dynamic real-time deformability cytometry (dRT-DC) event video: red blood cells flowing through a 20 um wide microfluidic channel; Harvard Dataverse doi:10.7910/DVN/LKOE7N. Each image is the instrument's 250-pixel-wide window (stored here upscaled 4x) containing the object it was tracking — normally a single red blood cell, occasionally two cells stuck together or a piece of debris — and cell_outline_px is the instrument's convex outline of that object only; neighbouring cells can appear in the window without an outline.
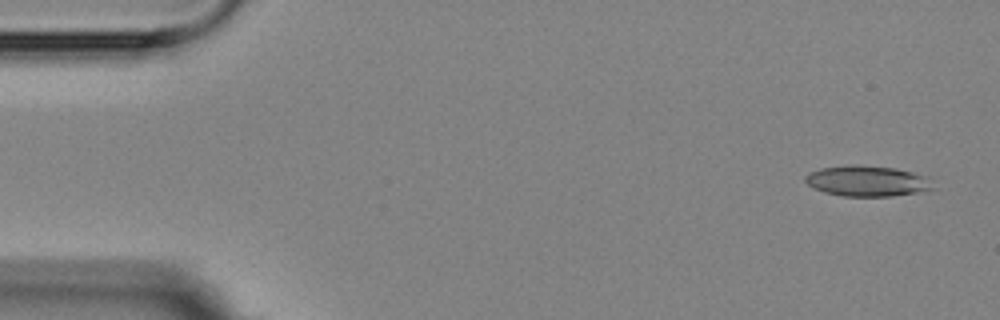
{"species": "Egyptian fruit bat (a non-hibernating species)", "species_latin": "Rousettus aegyptiacus", "temperature_condition": "room temperature", "stored_images_in_passage": 5, "camera_frame_rate_fps": 3000, "um_per_image_px": 0.085, "animal": {"sex": "female"}, "frame": {"image": 1, "passage_image": 1, "time_ms": 0.0, "image_size_px": [1000, 320], "cell_outline_px": [[936, 188], [916, 192], [892, 196], [844, 196], [824, 192], [812, 188], [804, 180], [804, 176], [808, 172], [820, 168], [848, 164], [856, 164], [896, 168], [928, 176]], "centroid_in_image_um": [73.69, 15.37], "position_along_channel_um": 11.3, "area_um2": 23.12}}